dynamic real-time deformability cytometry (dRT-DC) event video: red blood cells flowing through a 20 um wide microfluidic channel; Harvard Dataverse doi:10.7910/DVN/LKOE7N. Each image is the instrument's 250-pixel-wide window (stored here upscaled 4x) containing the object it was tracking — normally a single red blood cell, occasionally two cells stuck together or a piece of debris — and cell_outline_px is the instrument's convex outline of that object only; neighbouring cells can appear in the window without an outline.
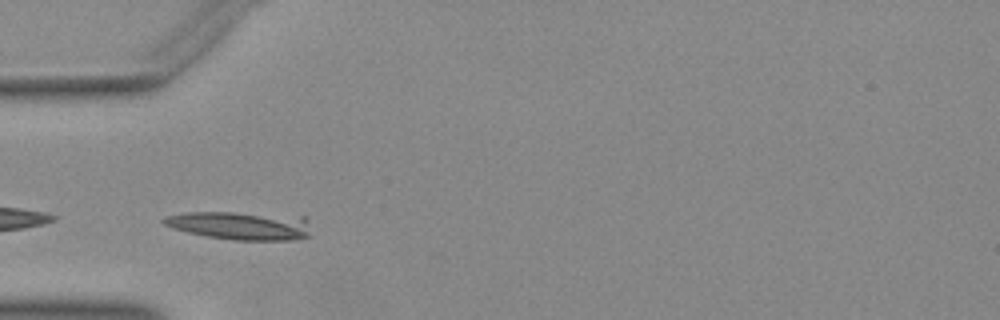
{"species": "Egyptian fruit bat (a non-hibernating species)", "species_latin": "Rousettus aegyptiacus", "temperature_condition": "warm", "stored_images_in_passage": 7, "camera_frame_rate_fps": 3000, "um_per_image_px": 0.085, "animal": {"sex": "female"}, "frame": {"image": 1, "passage_image": 1, "time_ms": 0.0, "image_size_px": [1000, 320], "cell_outline_px": [[308, 236], [288, 240], [236, 240], [208, 236], [188, 232], [172, 228], [164, 224], [160, 220], [168, 216], [188, 212], [232, 212], [304, 216], [308, 220]], "centroid_in_image_um": [20.44, 19.16], "position_along_channel_um": 64.6, "area_um2": 24.04}}
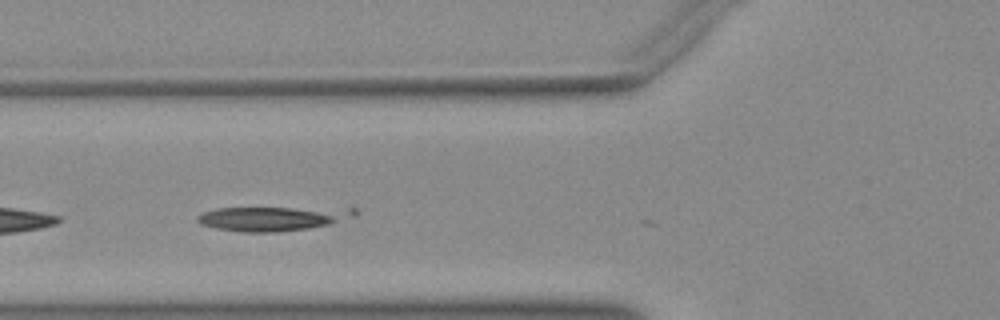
{"frame": {"image": 2, "passage_image": 4, "time_ms": 1.0, "image_size_px": [1000, 320], "cell_outline_px": [[356, 216], [328, 224], [308, 228], [272, 232], [244, 232], [216, 228], [200, 224], [196, 220], [196, 216], [204, 212], [216, 208], [356, 208]], "centroid_in_image_um": [23.14, 18.57], "position_along_channel_um": 102.7, "area_um2": 22.02}}